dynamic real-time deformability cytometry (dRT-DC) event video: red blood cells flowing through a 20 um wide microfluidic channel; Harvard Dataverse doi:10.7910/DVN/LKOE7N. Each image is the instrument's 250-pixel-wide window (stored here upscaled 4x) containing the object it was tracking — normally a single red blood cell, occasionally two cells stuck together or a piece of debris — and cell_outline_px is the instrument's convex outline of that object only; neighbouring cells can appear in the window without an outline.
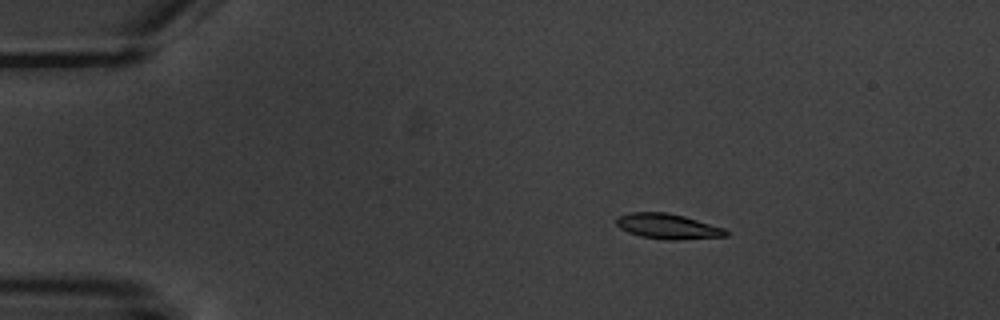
{"species": "common noctule bat (a hibernating species)", "species_latin": "Nyctalus noctula", "temperature_condition": "warm", "stored_images_in_passage": 6, "segment_of_instrument_passage": [1, 2], "camera_frame_rate_fps": 3000, "um_per_image_px": 0.085, "animal": {"sex": "male", "body_mass_g": 20.1, "forearm_length_mm": 53.5}, "frame": {"image": 1, "passage_image": 3, "time_ms": 3.333, "image_size_px": [1000, 320], "cell_outline_px": [[728, 236], [676, 240], [664, 240], [640, 236], [628, 232], [620, 228], [616, 224], [616, 216], [628, 212], [668, 212], [684, 216], [724, 228], [728, 232]], "centroid_in_image_um": [56.72, 19.23], "position_along_channel_um": 28.3, "area_um2": 16.24}}